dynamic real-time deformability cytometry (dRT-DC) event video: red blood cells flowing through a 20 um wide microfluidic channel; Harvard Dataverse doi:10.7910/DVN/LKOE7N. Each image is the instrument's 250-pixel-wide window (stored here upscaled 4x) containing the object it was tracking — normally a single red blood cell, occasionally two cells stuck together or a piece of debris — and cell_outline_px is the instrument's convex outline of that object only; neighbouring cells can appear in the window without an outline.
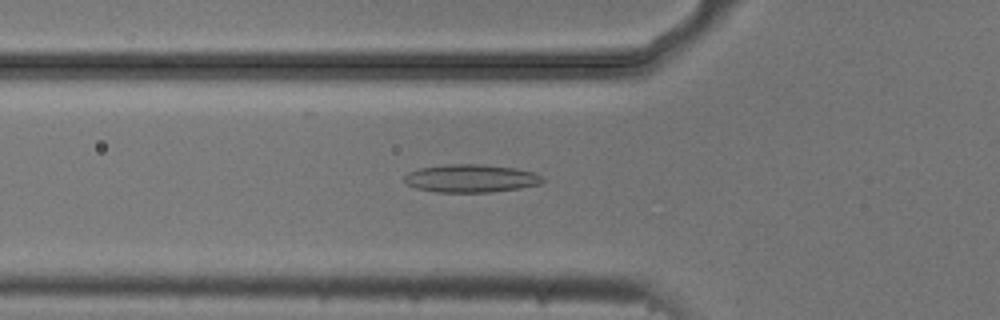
{"species": "common noctule bat (a hibernating species)", "species_latin": "Nyctalus noctula", "temperature_condition": "cold", "stored_images_in_passage": 4, "camera_frame_rate_fps": 3000, "um_per_image_px": 0.085, "animal": {"sex": "male", "body_mass_g": 20.5, "forearm_length_mm": 52.5}, "frame": {"image": 1, "passage_image": 4, "time_ms": 1.0, "image_size_px": [1000, 320], "cell_outline_px": [[544, 180], [540, 184], [520, 188], [488, 192], [436, 192], [416, 188], [408, 184], [404, 180], [404, 176], [408, 172], [420, 168], [444, 164], [480, 164], [516, 168], [536, 172]], "centroid_in_image_um": [40.03, 15.15], "position_along_channel_um": 85.8, "area_um2": 22.54}}